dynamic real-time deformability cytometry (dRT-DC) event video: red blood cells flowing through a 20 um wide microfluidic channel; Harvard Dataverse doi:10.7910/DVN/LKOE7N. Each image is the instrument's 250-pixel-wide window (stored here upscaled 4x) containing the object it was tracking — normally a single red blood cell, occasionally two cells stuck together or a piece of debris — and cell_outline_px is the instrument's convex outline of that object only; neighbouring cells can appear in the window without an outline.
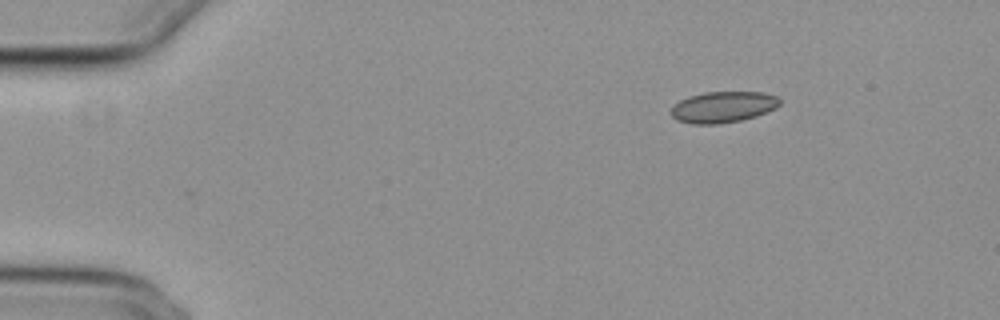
{"species": "common noctule bat (a hibernating species)", "species_latin": "Nyctalus noctula", "temperature_condition": "cold", "stored_images_in_passage": 49, "camera_frame_rate_fps": 3000, "um_per_image_px": 0.085, "animal": {"sex": "female", "body_mass_g": 29.2, "forearm_length_mm": 56.3}, "frame": {"image": 1, "passage_image": 1, "time_ms": 0.0, "image_size_px": [1000, 320], "cell_outline_px": [[780, 104], [776, 108], [756, 116], [740, 120], [720, 124], [692, 124], [676, 120], [668, 112], [680, 100], [688, 96], [704, 92], [764, 92], [776, 96], [780, 100]], "centroid_in_image_um": [61.44, 9.1], "position_along_channel_um": 23.6, "area_um2": 19.83}}
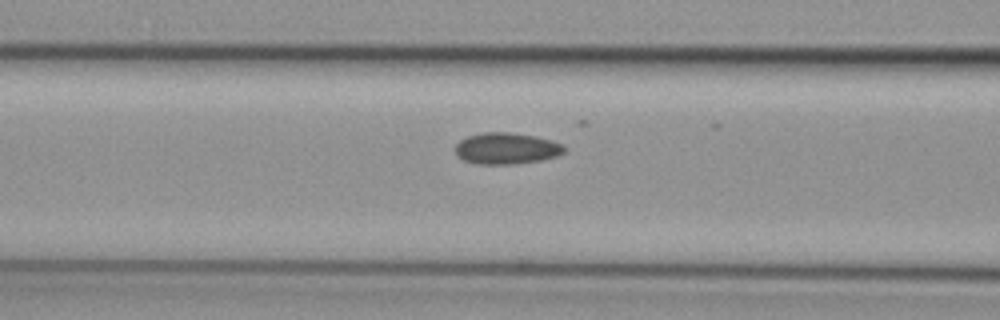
{"frame": {"image": 2, "passage_image": 16, "time_ms": 5.0, "image_size_px": [1000, 320], "cell_outline_px": [[564, 152], [556, 156], [540, 160], [516, 164], [476, 164], [464, 160], [456, 156], [456, 144], [460, 140], [468, 136], [484, 132], [508, 132], [536, 136], [552, 140], [564, 144]], "centroid_in_image_um": [43.04, 12.61], "position_along_channel_um": 123.6, "area_um2": 20.0}}
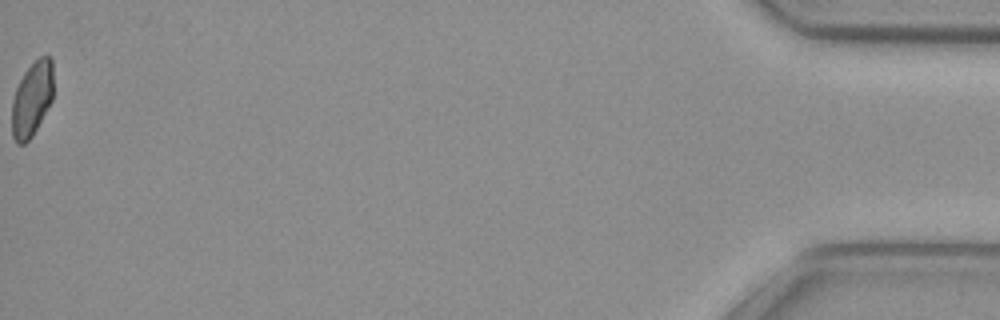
{"frame": {"image": 3, "passage_image": 49, "time_ms": 16.0, "image_size_px": [1000, 320], "cell_outline_px": [[52, 100], [32, 136], [24, 144], [16, 144], [12, 136], [12, 100], [16, 88], [24, 72], [40, 56], [48, 56], [52, 60]], "centroid_in_image_um": [2.7, 8.43], "position_along_channel_um": 432.5, "area_um2": 17.86}}